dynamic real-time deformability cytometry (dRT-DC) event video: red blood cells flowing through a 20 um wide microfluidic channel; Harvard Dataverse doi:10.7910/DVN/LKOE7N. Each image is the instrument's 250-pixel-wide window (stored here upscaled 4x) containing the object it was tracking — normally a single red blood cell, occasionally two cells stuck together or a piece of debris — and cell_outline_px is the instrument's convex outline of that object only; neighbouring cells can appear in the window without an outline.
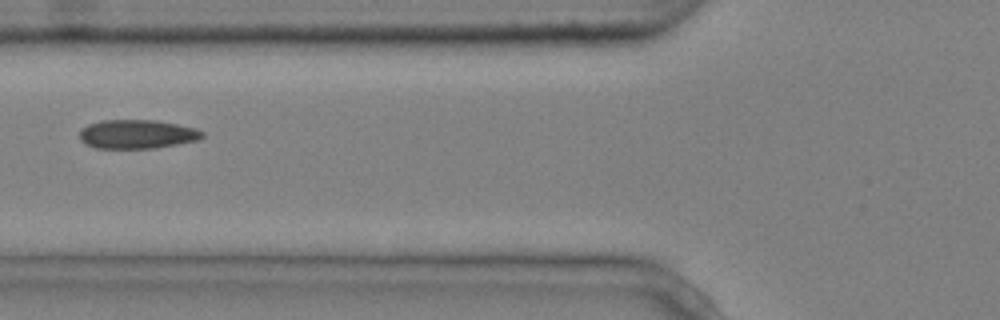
{"species": "common noctule bat (a hibernating species)", "species_latin": "Nyctalus noctula", "temperature_condition": "cold", "stored_images_in_passage": 3, "camera_frame_rate_fps": 3000, "um_per_image_px": 0.085, "animal": {"sex": "male", "body_mass_g": 20.4}, "frame": {"image": 1, "passage_image": 3, "time_ms": 0.667, "image_size_px": [1000, 320], "cell_outline_px": [[204, 136], [196, 140], [156, 148], [96, 148], [84, 144], [80, 140], [80, 128], [88, 124], [104, 120], [156, 120], [196, 128], [204, 132]], "centroid_in_image_um": [11.62, 11.4], "position_along_channel_um": 114.2, "area_um2": 20.69}}